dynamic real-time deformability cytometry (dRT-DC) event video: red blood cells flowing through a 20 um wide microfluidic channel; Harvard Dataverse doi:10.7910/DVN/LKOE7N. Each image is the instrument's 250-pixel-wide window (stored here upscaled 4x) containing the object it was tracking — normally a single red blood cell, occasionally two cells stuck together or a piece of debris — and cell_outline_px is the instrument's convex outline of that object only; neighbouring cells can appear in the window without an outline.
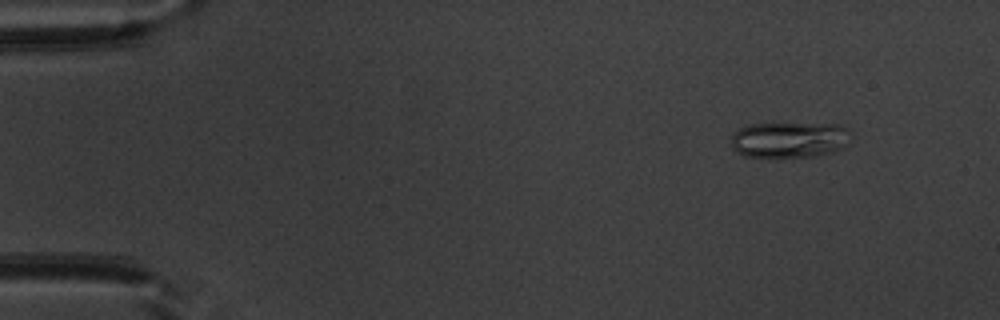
{"species": "common noctule bat (a hibernating species)", "species_latin": "Nyctalus noctula", "temperature_condition": "warm", "stored_images_in_passage": 52, "camera_frame_rate_fps": 3000, "um_per_image_px": 0.085, "animal": {"sex": "male", "body_mass_g": 20.1, "forearm_length_mm": 53.5}, "frame": {"image": 1, "passage_image": 6, "time_ms": 1.667, "image_size_px": [1000, 320], "cell_outline_px": [[852, 132], [848, 144], [844, 148], [832, 152], [816, 156], [772, 160], [744, 156], [736, 152], [732, 148], [732, 132], [748, 124], [840, 124], [848, 128]], "centroid_in_image_um": [67.1, 11.92], "position_along_channel_um": 17.9, "area_um2": 26.18}}
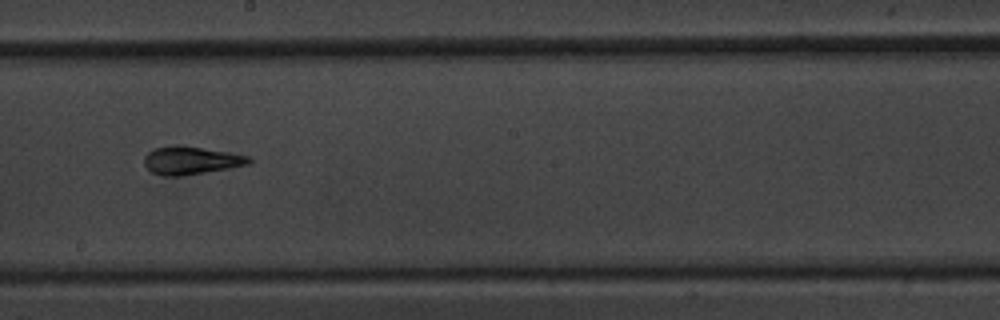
{"frame": {"image": 2, "passage_image": 30, "time_ms": 9.667, "image_size_px": [1000, 320], "cell_outline_px": [[252, 164], [180, 176], [164, 176], [152, 172], [144, 164], [144, 156], [152, 148], [176, 144], [180, 144], [228, 152], [248, 156], [252, 160]], "centroid_in_image_um": [16.21, 13.61], "position_along_channel_um": 232.0, "area_um2": 17.17}}
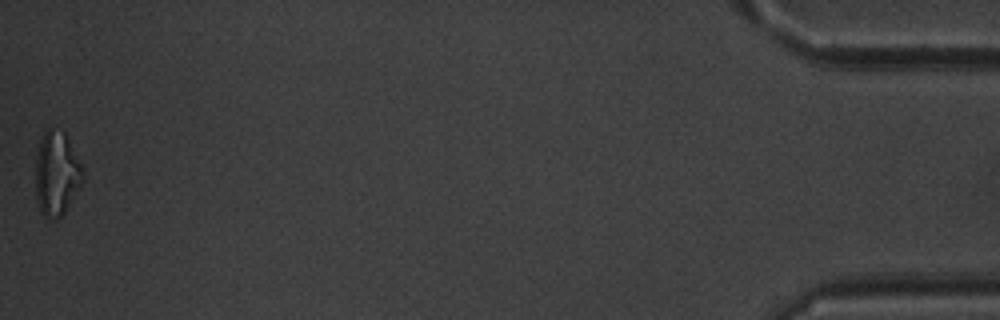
{"frame": {"image": 3, "passage_image": 52, "time_ms": 17.0, "image_size_px": [1000, 320], "cell_outline_px": [[84, 180], [80, 188], [64, 212], [56, 220], [48, 220], [40, 212], [36, 204], [36, 156], [40, 140], [44, 132], [48, 128], [52, 128], [64, 132], [84, 172]], "centroid_in_image_um": [4.8, 14.81], "position_along_channel_um": 430.4, "area_um2": 23.24}, "authors_computed_cell_mechanics": {"area_um2": 17.7735, "velocity_mm_per_s": 3.948, "shape_relaxation_time_tau1_ms": null, "shape_relaxation_time_tau2_ms": 2.6072, "deformation_change_tau1": null, "deformation_change_tau2": 0.1233}}